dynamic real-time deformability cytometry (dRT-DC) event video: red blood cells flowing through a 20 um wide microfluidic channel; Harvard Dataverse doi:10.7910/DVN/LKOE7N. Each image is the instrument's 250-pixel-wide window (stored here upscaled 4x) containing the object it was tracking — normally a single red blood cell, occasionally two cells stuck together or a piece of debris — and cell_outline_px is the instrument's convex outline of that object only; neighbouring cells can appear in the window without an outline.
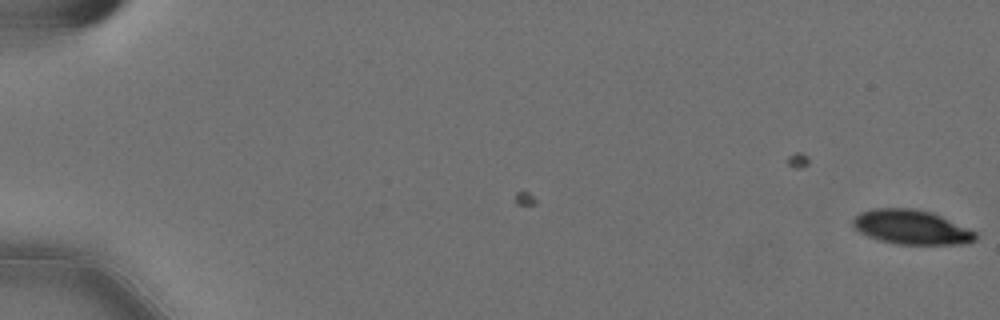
{"species": "Egyptian fruit bat (a non-hibernating species)", "species_latin": "Rousettus aegyptiacus", "temperature_condition": "cold", "stored_images_in_passage": 19, "camera_frame_rate_fps": 3000, "um_per_image_px": 0.085, "animal": {"sex": "female"}, "frame": {"image": 1, "passage_image": 19, "time_ms": 6.0, "image_size_px": [1000, 320], "cell_outline_px": [[976, 240], [968, 244], [896, 244], [880, 240], [868, 236], [860, 232], [852, 224], [852, 220], [860, 212], [876, 208], [912, 208], [932, 212], [976, 232]], "centroid_in_image_um": [77.47, 19.31], "position_along_channel_um": 7.5, "area_um2": 24.45}}